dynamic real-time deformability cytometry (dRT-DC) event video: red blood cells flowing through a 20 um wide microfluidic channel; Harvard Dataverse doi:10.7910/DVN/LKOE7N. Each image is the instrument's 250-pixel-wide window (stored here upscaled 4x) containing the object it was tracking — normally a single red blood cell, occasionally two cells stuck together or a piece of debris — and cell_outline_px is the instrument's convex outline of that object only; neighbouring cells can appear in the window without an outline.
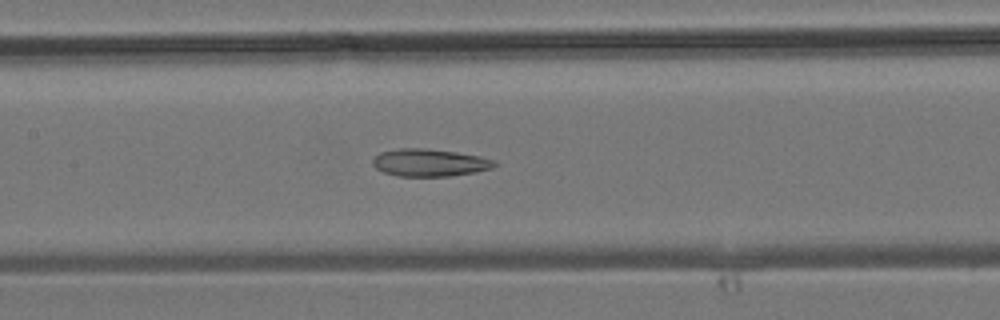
{"species": "common noctule bat (a hibernating species)", "species_latin": "Nyctalus noctula", "temperature_condition": "room temperature", "stored_images_in_passage": 39, "camera_frame_rate_fps": 3000, "um_per_image_px": 0.085, "animal": {"sex": "male", "body_mass_g": 19.2, "forearm_length_mm": 51.8}, "frame": {"image": 1, "passage_image": 20, "time_ms": 6.333, "image_size_px": [1000, 320], "cell_outline_px": [[496, 164], [492, 168], [476, 172], [448, 176], [396, 176], [384, 172], [376, 168], [372, 164], [372, 160], [380, 152], [400, 148], [428, 148], [456, 152], [480, 156], [496, 160]], "centroid_in_image_um": [36.52, 13.82], "position_along_channel_um": 170.9, "area_um2": 19.54}}
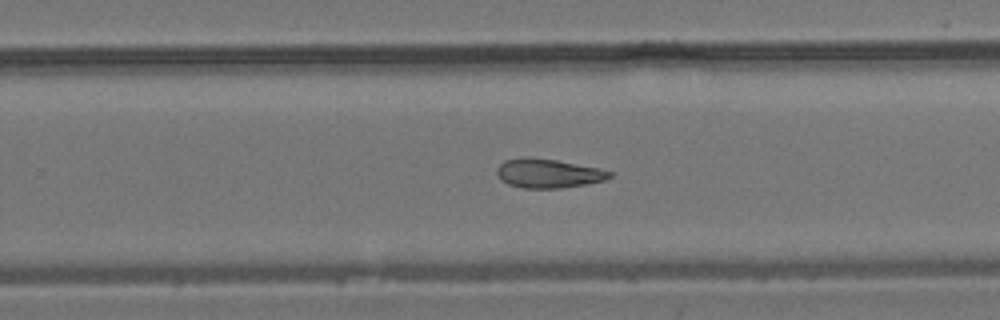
{"frame": {"image": 2, "passage_image": 27, "time_ms": 8.667, "image_size_px": [1000, 320], "cell_outline_px": [[616, 172], [612, 176], [604, 180], [584, 184], [560, 188], [524, 188], [508, 184], [500, 180], [496, 172], [496, 168], [504, 160], [524, 156], [556, 160], [600, 168]], "centroid_in_image_um": [46.59, 14.72], "position_along_channel_um": 283.2, "area_um2": 19.25}}
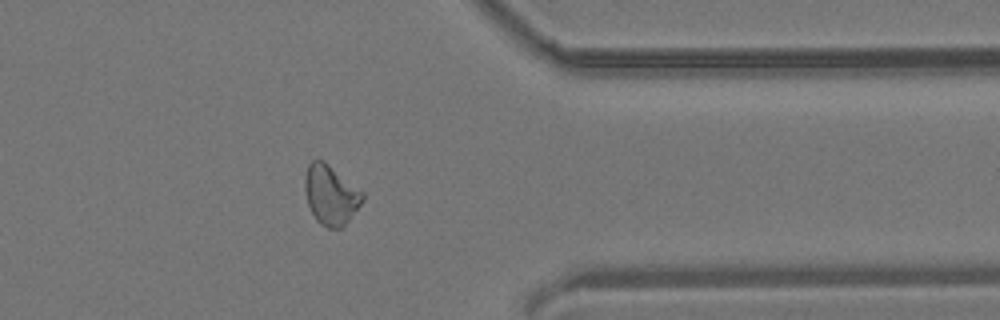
{"frame": {"image": 3, "passage_image": 34, "time_ms": 11.0, "image_size_px": [1000, 320], "cell_outline_px": [[364, 200], [348, 220], [340, 228], [328, 228], [320, 224], [316, 220], [308, 204], [304, 188], [304, 180], [308, 164], [312, 160], [324, 160], [364, 192]], "centroid_in_image_um": [28.11, 16.55], "position_along_channel_um": 383.3, "area_um2": 20.0}}